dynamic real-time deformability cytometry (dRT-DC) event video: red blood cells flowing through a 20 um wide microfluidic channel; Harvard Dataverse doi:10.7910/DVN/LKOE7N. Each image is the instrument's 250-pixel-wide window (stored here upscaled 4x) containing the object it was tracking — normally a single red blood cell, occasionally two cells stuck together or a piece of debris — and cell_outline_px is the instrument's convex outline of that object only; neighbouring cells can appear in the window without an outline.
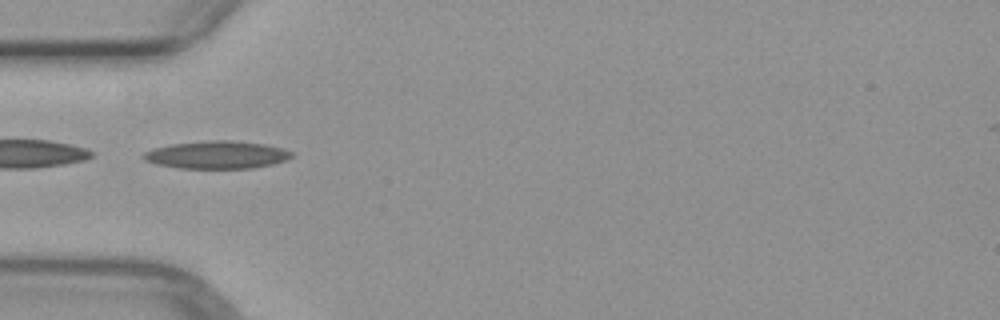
{"species": "common noctule bat (a hibernating species)", "species_latin": "Nyctalus noctula", "temperature_condition": "warm", "stored_images_in_passage": 2, "camera_frame_rate_fps": 3000, "um_per_image_px": 0.085, "animal": {"sex": "female", "body_mass_g": 29.2, "forearm_length_mm": 56.3}, "frame": {"image": 1, "passage_image": 2, "time_ms": 1.333, "image_size_px": [1000, 320], "cell_outline_px": [[292, 156], [284, 160], [272, 164], [252, 168], [180, 168], [156, 164], [144, 160], [140, 156], [144, 152], [152, 148], [172, 144], [208, 140], [228, 140], [264, 144], [284, 148], [292, 152]], "centroid_in_image_um": [18.39, 13.15], "position_along_channel_um": 66.6, "area_um2": 23.87}}